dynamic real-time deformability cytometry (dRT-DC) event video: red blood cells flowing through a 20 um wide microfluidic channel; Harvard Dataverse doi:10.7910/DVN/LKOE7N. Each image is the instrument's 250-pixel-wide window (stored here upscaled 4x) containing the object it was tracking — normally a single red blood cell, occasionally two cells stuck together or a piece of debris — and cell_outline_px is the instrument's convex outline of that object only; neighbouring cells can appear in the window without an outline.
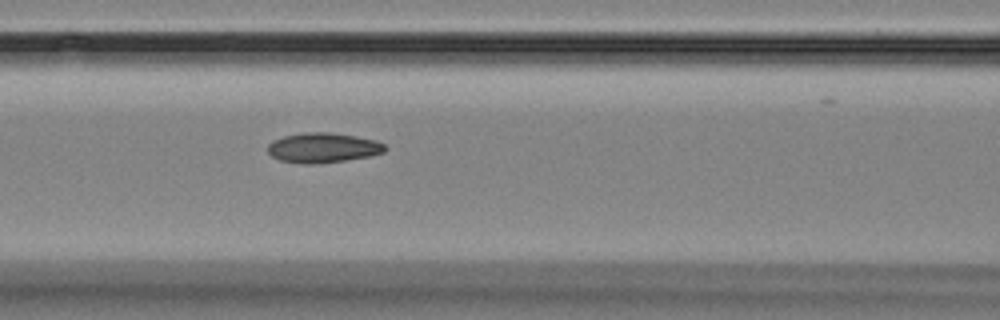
{"species": "Egyptian fruit bat (a non-hibernating species)", "species_latin": "Rousettus aegyptiacus", "temperature_condition": "room temperature", "stored_images_in_passage": 6, "camera_frame_rate_fps": 3000, "um_per_image_px": 0.085, "animal": {"sex": "female"}, "frame": {"image": 1, "passage_image": 6, "time_ms": 6.667, "image_size_px": [1000, 320], "cell_outline_px": [[388, 148], [384, 152], [372, 156], [316, 164], [304, 164], [280, 160], [272, 156], [268, 152], [268, 144], [272, 140], [284, 136], [304, 132], [328, 132], [356, 136], [376, 140], [384, 144]], "centroid_in_image_um": [27.46, 12.55], "position_along_channel_um": 139.1, "area_um2": 20.52}}